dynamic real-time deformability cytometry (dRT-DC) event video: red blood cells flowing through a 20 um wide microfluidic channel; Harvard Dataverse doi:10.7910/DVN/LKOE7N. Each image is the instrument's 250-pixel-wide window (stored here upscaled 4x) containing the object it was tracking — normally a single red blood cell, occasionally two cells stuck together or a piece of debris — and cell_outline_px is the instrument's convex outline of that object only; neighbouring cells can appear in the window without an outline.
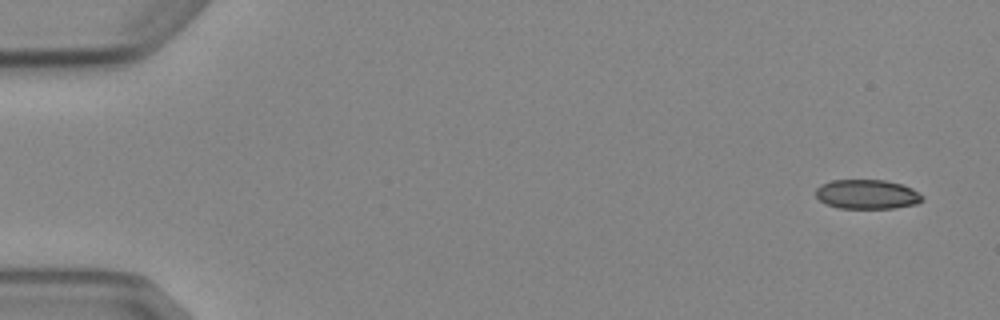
{"species": "Egyptian fruit bat (a non-hibernating species)", "species_latin": "Rousettus aegyptiacus", "temperature_condition": "cold", "stored_images_in_passage": 9, "camera_frame_rate_fps": 3000, "um_per_image_px": 0.085, "animal": {"sex": "female"}, "frame": {"image": 1, "passage_image": 1, "time_ms": 0.0, "image_size_px": [1000, 320], "cell_outline_px": [[924, 200], [916, 204], [896, 208], [840, 208], [828, 204], [820, 200], [816, 196], [816, 188], [820, 184], [832, 180], [884, 180], [900, 184], [912, 188], [924, 196]], "centroid_in_image_um": [73.72, 16.51], "position_along_channel_um": 11.3, "area_um2": 18.26}}
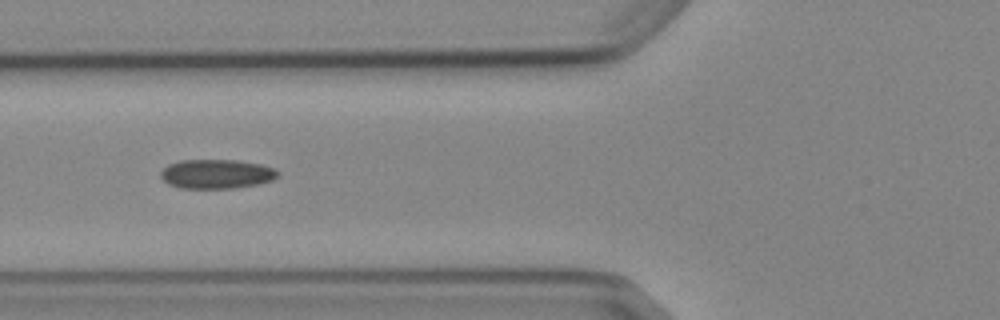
{"frame": {"image": 2, "passage_image": 6, "time_ms": 6.0, "image_size_px": [1000, 320], "cell_outline_px": [[280, 172], [272, 180], [256, 184], [232, 188], [180, 188], [168, 184], [160, 176], [160, 172], [168, 164], [180, 160], [236, 160], [260, 164], [276, 168]], "centroid_in_image_um": [18.39, 14.78], "position_along_channel_um": 107.4, "area_um2": 19.94}}
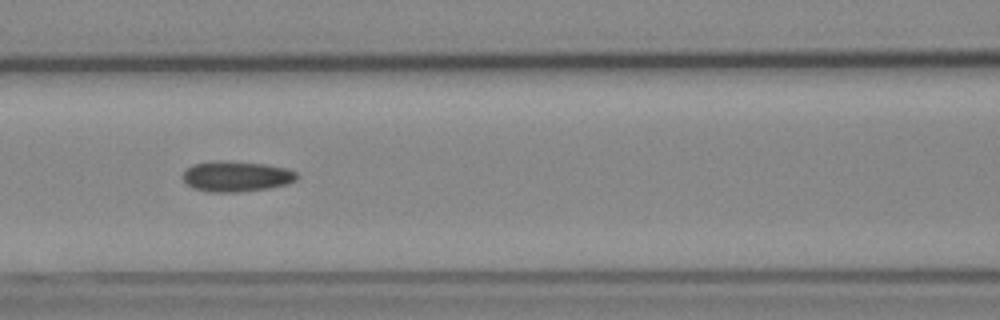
{"frame": {"image": 3, "passage_image": 7, "time_ms": 7.0, "image_size_px": [1000, 320], "cell_outline_px": [[296, 180], [288, 184], [268, 188], [240, 192], [208, 192], [192, 188], [180, 176], [192, 164], [216, 160], [264, 164], [284, 168], [296, 172]], "centroid_in_image_um": [20.04, 15.0], "position_along_channel_um": 146.6, "area_um2": 20.23}}